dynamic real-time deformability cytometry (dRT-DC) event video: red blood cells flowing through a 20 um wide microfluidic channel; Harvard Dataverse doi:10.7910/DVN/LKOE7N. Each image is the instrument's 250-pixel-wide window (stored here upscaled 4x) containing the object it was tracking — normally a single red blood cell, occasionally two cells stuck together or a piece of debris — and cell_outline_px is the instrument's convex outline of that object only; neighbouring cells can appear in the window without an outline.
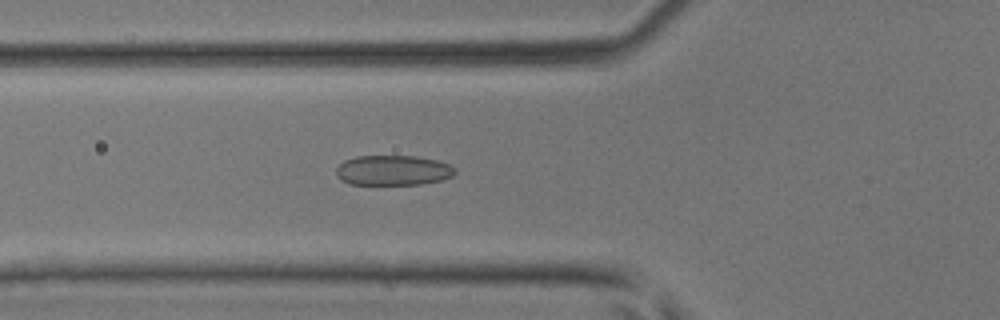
{"species": "common noctule bat (a hibernating species)", "species_latin": "Nyctalus noctula", "temperature_condition": "room temperature", "stored_images_in_passage": 45, "camera_frame_rate_fps": 3000, "um_per_image_px": 0.085, "animal": {"sex": "male", "body_mass_g": 17.9, "forearm_length_mm": 54.2}, "frame": {"image": 1, "passage_image": 17, "time_ms": 5.333, "image_size_px": [1000, 320], "cell_outline_px": [[456, 172], [452, 176], [444, 180], [420, 184], [348, 184], [340, 180], [336, 172], [336, 168], [344, 160], [356, 156], [416, 156], [436, 160], [448, 164], [456, 168]], "centroid_in_image_um": [33.41, 14.48], "position_along_channel_um": 92.4, "area_um2": 20.92}}
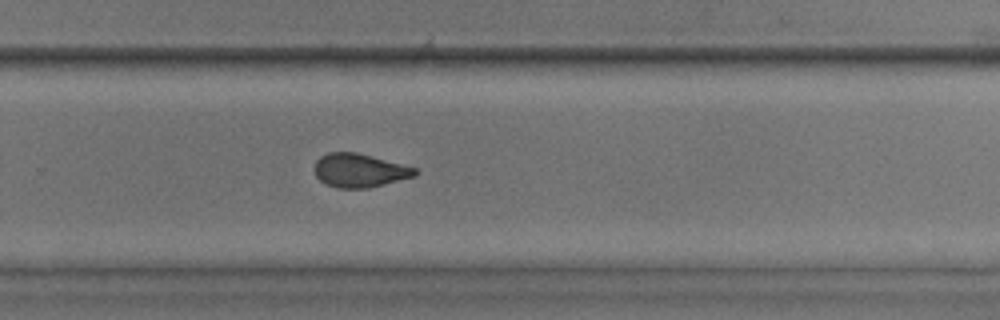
{"frame": {"image": 2, "passage_image": 31, "time_ms": 10.0, "image_size_px": [1000, 320], "cell_outline_px": [[420, 172], [416, 176], [368, 188], [336, 188], [324, 184], [316, 176], [312, 168], [316, 160], [320, 156], [328, 152], [356, 152], [416, 168]], "centroid_in_image_um": [30.51, 14.49], "position_along_channel_um": 299.3, "area_um2": 19.88}}
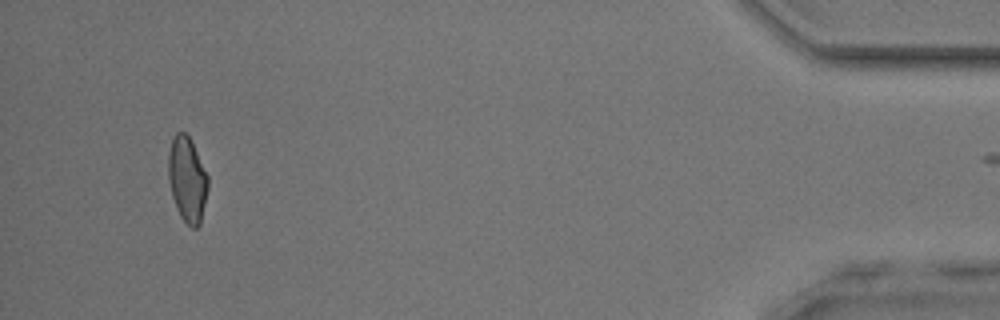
{"frame": {"image": 3, "passage_image": 44, "time_ms": 14.333, "image_size_px": [1000, 320], "cell_outline_px": [[208, 188], [200, 224], [196, 228], [192, 228], [180, 216], [176, 208], [172, 196], [168, 180], [168, 152], [172, 140], [176, 132], [184, 132], [188, 136], [208, 176]], "centroid_in_image_um": [15.9, 15.27], "position_along_channel_um": 419.3, "area_um2": 19.48}}